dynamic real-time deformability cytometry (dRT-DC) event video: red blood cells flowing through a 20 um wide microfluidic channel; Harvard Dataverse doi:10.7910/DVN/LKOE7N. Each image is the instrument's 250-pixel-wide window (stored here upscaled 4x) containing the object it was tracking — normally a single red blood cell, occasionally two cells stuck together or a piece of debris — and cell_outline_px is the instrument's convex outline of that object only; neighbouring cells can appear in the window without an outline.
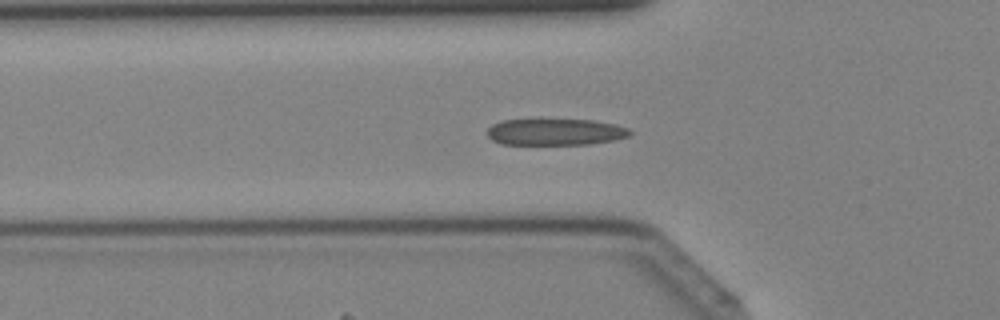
{"species": "Egyptian fruit bat (a non-hibernating species)", "species_latin": "Rousettus aegyptiacus", "temperature_condition": "cold", "stored_images_in_passage": 36, "camera_frame_rate_fps": 3000, "um_per_image_px": 0.085, "animal": {"sex": "female"}, "frame": {"image": 1, "passage_image": 11, "time_ms": 3.333, "image_size_px": [1000, 320], "cell_outline_px": [[632, 132], [628, 136], [612, 140], [588, 144], [500, 144], [492, 140], [488, 136], [488, 128], [492, 124], [500, 120], [592, 120], [612, 124], [628, 128]], "centroid_in_image_um": [47.16, 11.22], "position_along_channel_um": 78.6, "area_um2": 21.79}}
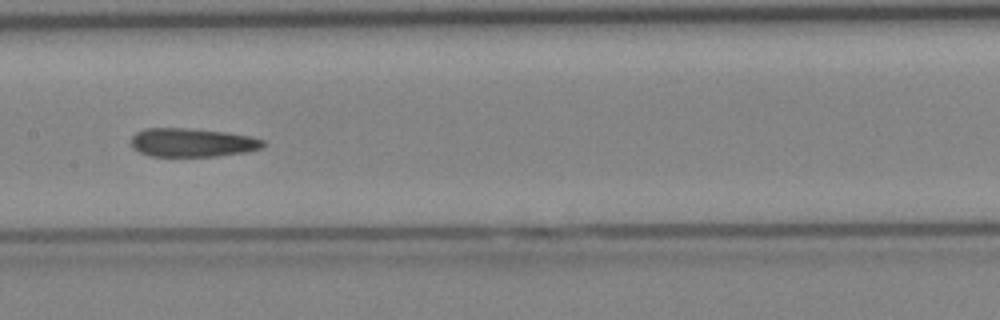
{"frame": {"image": 2, "passage_image": 18, "time_ms": 5.667, "image_size_px": [1000, 320], "cell_outline_px": [[268, 144], [260, 148], [244, 152], [216, 156], [148, 156], [132, 148], [132, 136], [136, 132], [144, 128], [188, 128], [228, 132], [252, 136], [264, 140]], "centroid_in_image_um": [16.35, 12.11], "position_along_channel_um": 191.0, "area_um2": 22.2}}
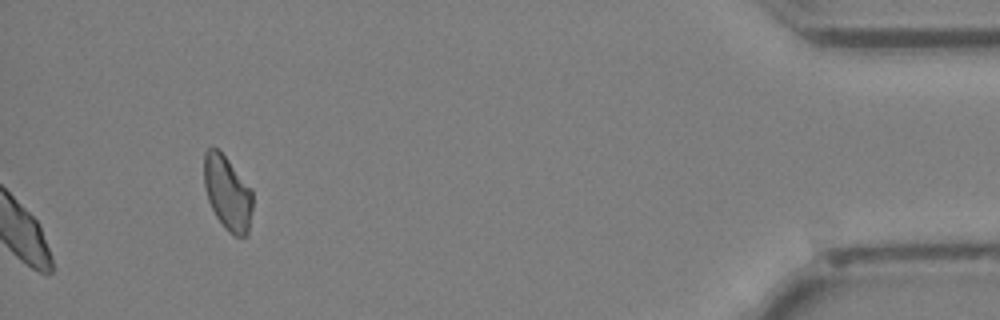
{"frame": {"image": 3, "passage_image": 36, "time_ms": 11.667, "image_size_px": [1000, 320], "cell_outline_px": [[252, 208], [248, 236], [232, 236], [224, 228], [216, 216], [208, 200], [204, 184], [204, 152], [208, 148], [216, 148], [228, 160], [252, 188]], "centroid_in_image_um": [19.35, 16.44], "position_along_channel_um": 415.9, "area_um2": 21.1}}